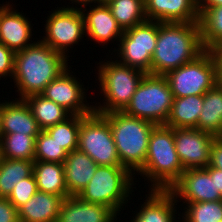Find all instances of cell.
Masks as SVG:
<instances>
[{
    "label": "cell",
    "instance_id": "obj_1",
    "mask_svg": "<svg viewBox=\"0 0 222 222\" xmlns=\"http://www.w3.org/2000/svg\"><path fill=\"white\" fill-rule=\"evenodd\" d=\"M15 53L13 81L19 98L41 94L68 66V58L41 40ZM68 59V60H67Z\"/></svg>",
    "mask_w": 222,
    "mask_h": 222
},
{
    "label": "cell",
    "instance_id": "obj_2",
    "mask_svg": "<svg viewBox=\"0 0 222 222\" xmlns=\"http://www.w3.org/2000/svg\"><path fill=\"white\" fill-rule=\"evenodd\" d=\"M204 50L199 22H158L151 74L165 76L194 60Z\"/></svg>",
    "mask_w": 222,
    "mask_h": 222
},
{
    "label": "cell",
    "instance_id": "obj_3",
    "mask_svg": "<svg viewBox=\"0 0 222 222\" xmlns=\"http://www.w3.org/2000/svg\"><path fill=\"white\" fill-rule=\"evenodd\" d=\"M184 171L175 148L174 128L156 125L149 137L144 166L136 174L151 182L149 189L169 190Z\"/></svg>",
    "mask_w": 222,
    "mask_h": 222
},
{
    "label": "cell",
    "instance_id": "obj_4",
    "mask_svg": "<svg viewBox=\"0 0 222 222\" xmlns=\"http://www.w3.org/2000/svg\"><path fill=\"white\" fill-rule=\"evenodd\" d=\"M109 122L121 165L133 175L144 166L149 137L156 124L124 111L102 114Z\"/></svg>",
    "mask_w": 222,
    "mask_h": 222
},
{
    "label": "cell",
    "instance_id": "obj_5",
    "mask_svg": "<svg viewBox=\"0 0 222 222\" xmlns=\"http://www.w3.org/2000/svg\"><path fill=\"white\" fill-rule=\"evenodd\" d=\"M97 65L98 88L104 97L102 105L100 102L93 105L94 112L105 114L124 111L146 73L117 60H101Z\"/></svg>",
    "mask_w": 222,
    "mask_h": 222
},
{
    "label": "cell",
    "instance_id": "obj_6",
    "mask_svg": "<svg viewBox=\"0 0 222 222\" xmlns=\"http://www.w3.org/2000/svg\"><path fill=\"white\" fill-rule=\"evenodd\" d=\"M135 176L123 166H97L95 173L78 197L85 202L104 205L119 216L131 200ZM124 204V205H123Z\"/></svg>",
    "mask_w": 222,
    "mask_h": 222
},
{
    "label": "cell",
    "instance_id": "obj_7",
    "mask_svg": "<svg viewBox=\"0 0 222 222\" xmlns=\"http://www.w3.org/2000/svg\"><path fill=\"white\" fill-rule=\"evenodd\" d=\"M220 62L215 51L204 50L194 60L165 75L174 98L204 95L219 82Z\"/></svg>",
    "mask_w": 222,
    "mask_h": 222
},
{
    "label": "cell",
    "instance_id": "obj_8",
    "mask_svg": "<svg viewBox=\"0 0 222 222\" xmlns=\"http://www.w3.org/2000/svg\"><path fill=\"white\" fill-rule=\"evenodd\" d=\"M173 99L172 91L165 76L147 73L132 95L124 112L156 125H165Z\"/></svg>",
    "mask_w": 222,
    "mask_h": 222
},
{
    "label": "cell",
    "instance_id": "obj_9",
    "mask_svg": "<svg viewBox=\"0 0 222 222\" xmlns=\"http://www.w3.org/2000/svg\"><path fill=\"white\" fill-rule=\"evenodd\" d=\"M77 149L98 166H122L109 122L102 114L93 111L81 120Z\"/></svg>",
    "mask_w": 222,
    "mask_h": 222
},
{
    "label": "cell",
    "instance_id": "obj_10",
    "mask_svg": "<svg viewBox=\"0 0 222 222\" xmlns=\"http://www.w3.org/2000/svg\"><path fill=\"white\" fill-rule=\"evenodd\" d=\"M158 36V21L147 20L123 32L114 49L117 61L151 74V61ZM119 49V50H118ZM117 51V52H116ZM119 58V60H118Z\"/></svg>",
    "mask_w": 222,
    "mask_h": 222
},
{
    "label": "cell",
    "instance_id": "obj_11",
    "mask_svg": "<svg viewBox=\"0 0 222 222\" xmlns=\"http://www.w3.org/2000/svg\"><path fill=\"white\" fill-rule=\"evenodd\" d=\"M62 6L52 10L49 16L45 17L47 18L44 24L46 36L43 35L42 39H39L53 50L69 58L68 49H72V46L77 45L86 35L84 17L80 8Z\"/></svg>",
    "mask_w": 222,
    "mask_h": 222
},
{
    "label": "cell",
    "instance_id": "obj_12",
    "mask_svg": "<svg viewBox=\"0 0 222 222\" xmlns=\"http://www.w3.org/2000/svg\"><path fill=\"white\" fill-rule=\"evenodd\" d=\"M169 191L177 203L181 200L183 204L222 200L216 190L215 168L209 165L204 169L185 170Z\"/></svg>",
    "mask_w": 222,
    "mask_h": 222
},
{
    "label": "cell",
    "instance_id": "obj_13",
    "mask_svg": "<svg viewBox=\"0 0 222 222\" xmlns=\"http://www.w3.org/2000/svg\"><path fill=\"white\" fill-rule=\"evenodd\" d=\"M70 68L68 66L51 81L41 95L62 106L71 115H89L94 111L93 105L87 102L84 85L72 75Z\"/></svg>",
    "mask_w": 222,
    "mask_h": 222
},
{
    "label": "cell",
    "instance_id": "obj_14",
    "mask_svg": "<svg viewBox=\"0 0 222 222\" xmlns=\"http://www.w3.org/2000/svg\"><path fill=\"white\" fill-rule=\"evenodd\" d=\"M216 136L196 128H174L175 148L184 170L204 169Z\"/></svg>",
    "mask_w": 222,
    "mask_h": 222
},
{
    "label": "cell",
    "instance_id": "obj_15",
    "mask_svg": "<svg viewBox=\"0 0 222 222\" xmlns=\"http://www.w3.org/2000/svg\"><path fill=\"white\" fill-rule=\"evenodd\" d=\"M9 3L0 4V42L16 53L34 43L33 26L26 13H20Z\"/></svg>",
    "mask_w": 222,
    "mask_h": 222
},
{
    "label": "cell",
    "instance_id": "obj_16",
    "mask_svg": "<svg viewBox=\"0 0 222 222\" xmlns=\"http://www.w3.org/2000/svg\"><path fill=\"white\" fill-rule=\"evenodd\" d=\"M89 7L88 10L87 7L80 9L84 17L85 37H90L91 41L93 39L99 45H108L110 41L115 40L119 42L124 31L117 24L107 4L100 3Z\"/></svg>",
    "mask_w": 222,
    "mask_h": 222
},
{
    "label": "cell",
    "instance_id": "obj_17",
    "mask_svg": "<svg viewBox=\"0 0 222 222\" xmlns=\"http://www.w3.org/2000/svg\"><path fill=\"white\" fill-rule=\"evenodd\" d=\"M147 20L199 22L198 0H144Z\"/></svg>",
    "mask_w": 222,
    "mask_h": 222
},
{
    "label": "cell",
    "instance_id": "obj_18",
    "mask_svg": "<svg viewBox=\"0 0 222 222\" xmlns=\"http://www.w3.org/2000/svg\"><path fill=\"white\" fill-rule=\"evenodd\" d=\"M147 192L148 194H146L145 202L140 206L139 212L135 213L131 222L180 221L176 219V205L178 203L176 202L174 195L169 190L149 189Z\"/></svg>",
    "mask_w": 222,
    "mask_h": 222
},
{
    "label": "cell",
    "instance_id": "obj_19",
    "mask_svg": "<svg viewBox=\"0 0 222 222\" xmlns=\"http://www.w3.org/2000/svg\"><path fill=\"white\" fill-rule=\"evenodd\" d=\"M41 129L24 99L2 102L0 135L18 133L37 137Z\"/></svg>",
    "mask_w": 222,
    "mask_h": 222
},
{
    "label": "cell",
    "instance_id": "obj_20",
    "mask_svg": "<svg viewBox=\"0 0 222 222\" xmlns=\"http://www.w3.org/2000/svg\"><path fill=\"white\" fill-rule=\"evenodd\" d=\"M117 215L104 205L85 202L78 196L64 198L57 222H116Z\"/></svg>",
    "mask_w": 222,
    "mask_h": 222
},
{
    "label": "cell",
    "instance_id": "obj_21",
    "mask_svg": "<svg viewBox=\"0 0 222 222\" xmlns=\"http://www.w3.org/2000/svg\"><path fill=\"white\" fill-rule=\"evenodd\" d=\"M63 164L68 194L78 196L93 177L98 165L78 149L68 153Z\"/></svg>",
    "mask_w": 222,
    "mask_h": 222
},
{
    "label": "cell",
    "instance_id": "obj_22",
    "mask_svg": "<svg viewBox=\"0 0 222 222\" xmlns=\"http://www.w3.org/2000/svg\"><path fill=\"white\" fill-rule=\"evenodd\" d=\"M64 198L37 191L18 209L20 222H57Z\"/></svg>",
    "mask_w": 222,
    "mask_h": 222
},
{
    "label": "cell",
    "instance_id": "obj_23",
    "mask_svg": "<svg viewBox=\"0 0 222 222\" xmlns=\"http://www.w3.org/2000/svg\"><path fill=\"white\" fill-rule=\"evenodd\" d=\"M203 102L204 95L174 98L165 125L171 128H196Z\"/></svg>",
    "mask_w": 222,
    "mask_h": 222
},
{
    "label": "cell",
    "instance_id": "obj_24",
    "mask_svg": "<svg viewBox=\"0 0 222 222\" xmlns=\"http://www.w3.org/2000/svg\"><path fill=\"white\" fill-rule=\"evenodd\" d=\"M33 174L38 191L59 195L63 198L70 196L65 183L64 164L34 161Z\"/></svg>",
    "mask_w": 222,
    "mask_h": 222
},
{
    "label": "cell",
    "instance_id": "obj_25",
    "mask_svg": "<svg viewBox=\"0 0 222 222\" xmlns=\"http://www.w3.org/2000/svg\"><path fill=\"white\" fill-rule=\"evenodd\" d=\"M196 129L218 137L222 132V85L218 82L204 94Z\"/></svg>",
    "mask_w": 222,
    "mask_h": 222
},
{
    "label": "cell",
    "instance_id": "obj_26",
    "mask_svg": "<svg viewBox=\"0 0 222 222\" xmlns=\"http://www.w3.org/2000/svg\"><path fill=\"white\" fill-rule=\"evenodd\" d=\"M24 100L31 109L33 117L36 119L41 130L54 126L71 115L62 106L52 100L46 99L41 94L30 95Z\"/></svg>",
    "mask_w": 222,
    "mask_h": 222
},
{
    "label": "cell",
    "instance_id": "obj_27",
    "mask_svg": "<svg viewBox=\"0 0 222 222\" xmlns=\"http://www.w3.org/2000/svg\"><path fill=\"white\" fill-rule=\"evenodd\" d=\"M34 160H0V197L8 198L17 183L33 174Z\"/></svg>",
    "mask_w": 222,
    "mask_h": 222
},
{
    "label": "cell",
    "instance_id": "obj_28",
    "mask_svg": "<svg viewBox=\"0 0 222 222\" xmlns=\"http://www.w3.org/2000/svg\"><path fill=\"white\" fill-rule=\"evenodd\" d=\"M198 12L202 46L215 51L222 45V5Z\"/></svg>",
    "mask_w": 222,
    "mask_h": 222
},
{
    "label": "cell",
    "instance_id": "obj_29",
    "mask_svg": "<svg viewBox=\"0 0 222 222\" xmlns=\"http://www.w3.org/2000/svg\"><path fill=\"white\" fill-rule=\"evenodd\" d=\"M106 4L123 31L147 21L144 0H110Z\"/></svg>",
    "mask_w": 222,
    "mask_h": 222
},
{
    "label": "cell",
    "instance_id": "obj_30",
    "mask_svg": "<svg viewBox=\"0 0 222 222\" xmlns=\"http://www.w3.org/2000/svg\"><path fill=\"white\" fill-rule=\"evenodd\" d=\"M36 138L27 134L0 135L1 157L6 159L34 160Z\"/></svg>",
    "mask_w": 222,
    "mask_h": 222
},
{
    "label": "cell",
    "instance_id": "obj_31",
    "mask_svg": "<svg viewBox=\"0 0 222 222\" xmlns=\"http://www.w3.org/2000/svg\"><path fill=\"white\" fill-rule=\"evenodd\" d=\"M86 115H70L64 121L50 126L45 131L68 152L77 150L81 120Z\"/></svg>",
    "mask_w": 222,
    "mask_h": 222
},
{
    "label": "cell",
    "instance_id": "obj_32",
    "mask_svg": "<svg viewBox=\"0 0 222 222\" xmlns=\"http://www.w3.org/2000/svg\"><path fill=\"white\" fill-rule=\"evenodd\" d=\"M183 207L182 219L177 218L180 222H222V200L188 203Z\"/></svg>",
    "mask_w": 222,
    "mask_h": 222
},
{
    "label": "cell",
    "instance_id": "obj_33",
    "mask_svg": "<svg viewBox=\"0 0 222 222\" xmlns=\"http://www.w3.org/2000/svg\"><path fill=\"white\" fill-rule=\"evenodd\" d=\"M68 152L45 130H41L35 140L34 161L56 162L63 164Z\"/></svg>",
    "mask_w": 222,
    "mask_h": 222
},
{
    "label": "cell",
    "instance_id": "obj_34",
    "mask_svg": "<svg viewBox=\"0 0 222 222\" xmlns=\"http://www.w3.org/2000/svg\"><path fill=\"white\" fill-rule=\"evenodd\" d=\"M37 184L34 174L30 177L22 179L20 183H17L8 200L19 209L24 205L32 196L37 192Z\"/></svg>",
    "mask_w": 222,
    "mask_h": 222
},
{
    "label": "cell",
    "instance_id": "obj_35",
    "mask_svg": "<svg viewBox=\"0 0 222 222\" xmlns=\"http://www.w3.org/2000/svg\"><path fill=\"white\" fill-rule=\"evenodd\" d=\"M15 52L0 42V80L14 74Z\"/></svg>",
    "mask_w": 222,
    "mask_h": 222
},
{
    "label": "cell",
    "instance_id": "obj_36",
    "mask_svg": "<svg viewBox=\"0 0 222 222\" xmlns=\"http://www.w3.org/2000/svg\"><path fill=\"white\" fill-rule=\"evenodd\" d=\"M0 222H20L18 209L8 198L0 197Z\"/></svg>",
    "mask_w": 222,
    "mask_h": 222
},
{
    "label": "cell",
    "instance_id": "obj_37",
    "mask_svg": "<svg viewBox=\"0 0 222 222\" xmlns=\"http://www.w3.org/2000/svg\"><path fill=\"white\" fill-rule=\"evenodd\" d=\"M209 166L222 170V139L215 137L210 147Z\"/></svg>",
    "mask_w": 222,
    "mask_h": 222
},
{
    "label": "cell",
    "instance_id": "obj_38",
    "mask_svg": "<svg viewBox=\"0 0 222 222\" xmlns=\"http://www.w3.org/2000/svg\"><path fill=\"white\" fill-rule=\"evenodd\" d=\"M222 5V0H198V10H207Z\"/></svg>",
    "mask_w": 222,
    "mask_h": 222
},
{
    "label": "cell",
    "instance_id": "obj_39",
    "mask_svg": "<svg viewBox=\"0 0 222 222\" xmlns=\"http://www.w3.org/2000/svg\"><path fill=\"white\" fill-rule=\"evenodd\" d=\"M69 1V0H68ZM73 4H75L76 6L74 7V5L72 4V7H70L69 5L66 6V8H78L79 9V5H80V9H82L83 7L85 8L88 5H95V4H99V0H70ZM79 4V5H77ZM78 6V7H77Z\"/></svg>",
    "mask_w": 222,
    "mask_h": 222
},
{
    "label": "cell",
    "instance_id": "obj_40",
    "mask_svg": "<svg viewBox=\"0 0 222 222\" xmlns=\"http://www.w3.org/2000/svg\"><path fill=\"white\" fill-rule=\"evenodd\" d=\"M215 184L216 190H218L222 196V170L215 168Z\"/></svg>",
    "mask_w": 222,
    "mask_h": 222
},
{
    "label": "cell",
    "instance_id": "obj_41",
    "mask_svg": "<svg viewBox=\"0 0 222 222\" xmlns=\"http://www.w3.org/2000/svg\"><path fill=\"white\" fill-rule=\"evenodd\" d=\"M217 56H218V59H219V62H220V69H222V45H220L216 50H215Z\"/></svg>",
    "mask_w": 222,
    "mask_h": 222
},
{
    "label": "cell",
    "instance_id": "obj_42",
    "mask_svg": "<svg viewBox=\"0 0 222 222\" xmlns=\"http://www.w3.org/2000/svg\"><path fill=\"white\" fill-rule=\"evenodd\" d=\"M219 82L222 85V69H220V72H219Z\"/></svg>",
    "mask_w": 222,
    "mask_h": 222
},
{
    "label": "cell",
    "instance_id": "obj_43",
    "mask_svg": "<svg viewBox=\"0 0 222 222\" xmlns=\"http://www.w3.org/2000/svg\"><path fill=\"white\" fill-rule=\"evenodd\" d=\"M2 102H0V128H1Z\"/></svg>",
    "mask_w": 222,
    "mask_h": 222
},
{
    "label": "cell",
    "instance_id": "obj_44",
    "mask_svg": "<svg viewBox=\"0 0 222 222\" xmlns=\"http://www.w3.org/2000/svg\"><path fill=\"white\" fill-rule=\"evenodd\" d=\"M109 1H110V0H99V4H100V3H105V4H106V3H108Z\"/></svg>",
    "mask_w": 222,
    "mask_h": 222
},
{
    "label": "cell",
    "instance_id": "obj_45",
    "mask_svg": "<svg viewBox=\"0 0 222 222\" xmlns=\"http://www.w3.org/2000/svg\"><path fill=\"white\" fill-rule=\"evenodd\" d=\"M1 158H2V157H1V143H0V160H1Z\"/></svg>",
    "mask_w": 222,
    "mask_h": 222
}]
</instances>
